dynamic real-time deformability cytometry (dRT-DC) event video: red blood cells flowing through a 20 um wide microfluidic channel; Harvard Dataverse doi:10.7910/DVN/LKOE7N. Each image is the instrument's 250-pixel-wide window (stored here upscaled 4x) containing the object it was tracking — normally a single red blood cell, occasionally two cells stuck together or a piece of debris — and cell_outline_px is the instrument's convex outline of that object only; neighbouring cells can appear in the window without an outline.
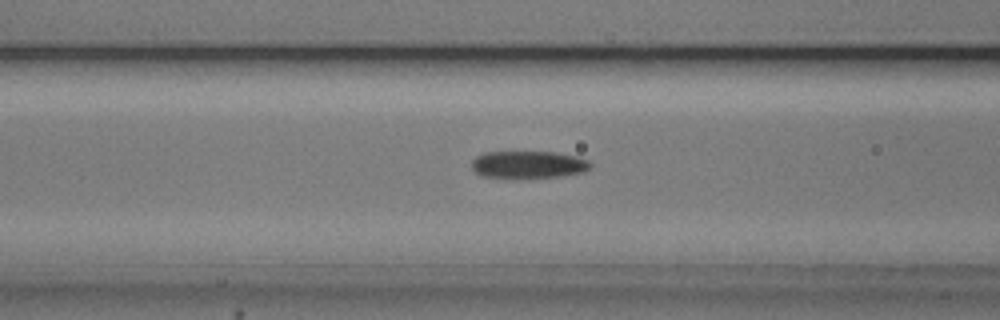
{"species": "common noctule bat (a hibernating species)", "species_latin": "Nyctalus noctula", "temperature_condition": "cold", "stored_images_in_passage": 26, "camera_frame_rate_fps": 3000, "um_per_image_px": 0.085, "animal": {"sex": "male", "body_mass_g": 20.5, "forearm_length_mm": 52.5}, "frame": {"image": 1, "passage_image": 8, "time_ms": 2.333, "image_size_px": [1000, 320], "cell_outline_px": [[592, 168], [584, 172], [560, 176], [512, 180], [484, 176], [476, 172], [472, 168], [472, 160], [476, 156], [484, 152], [556, 152], [576, 156], [588, 160], [592, 164]], "centroid_in_image_um": [44.91, 14.02], "position_along_channel_um": 121.7, "area_um2": 19.54}}
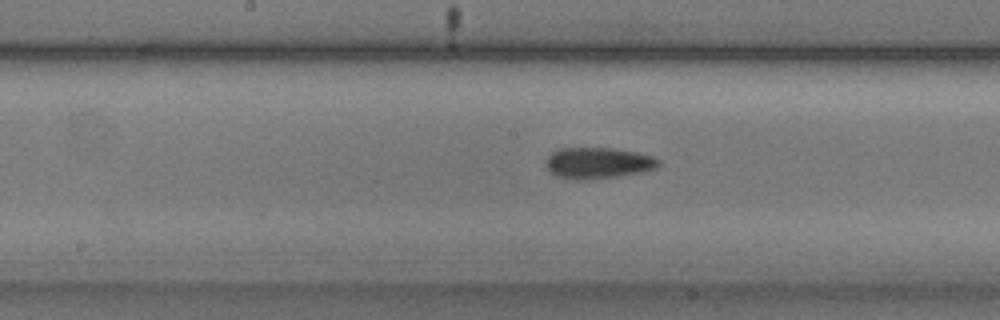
{"frame": {"image": 2, "passage_image": 14, "time_ms": 4.333, "image_size_px": [1000, 320], "cell_outline_px": [[660, 164], [656, 168], [640, 172], [620, 176], [584, 180], [576, 180], [556, 176], [548, 172], [544, 164], [548, 156], [552, 152], [560, 148], [612, 148], [636, 152], [652, 156], [660, 160]], "centroid_in_image_um": [50.79, 13.86], "position_along_channel_um": 197.4, "area_um2": 20.63}}
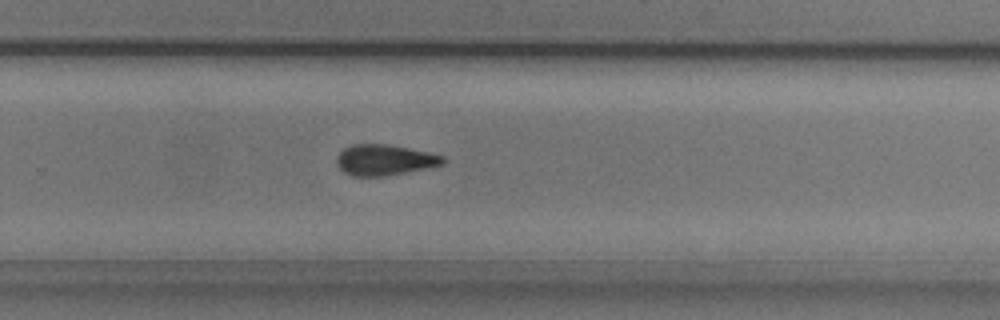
{"frame": {"image": 3, "passage_image": 22, "time_ms": 7.0, "image_size_px": [1000, 320], "cell_outline_px": [[444, 164], [384, 176], [352, 176], [344, 172], [336, 164], [336, 156], [344, 148], [352, 144], [388, 144], [428, 152], [444, 156]], "centroid_in_image_um": [32.64, 13.59], "position_along_channel_um": 297.2, "area_um2": 18.9}}